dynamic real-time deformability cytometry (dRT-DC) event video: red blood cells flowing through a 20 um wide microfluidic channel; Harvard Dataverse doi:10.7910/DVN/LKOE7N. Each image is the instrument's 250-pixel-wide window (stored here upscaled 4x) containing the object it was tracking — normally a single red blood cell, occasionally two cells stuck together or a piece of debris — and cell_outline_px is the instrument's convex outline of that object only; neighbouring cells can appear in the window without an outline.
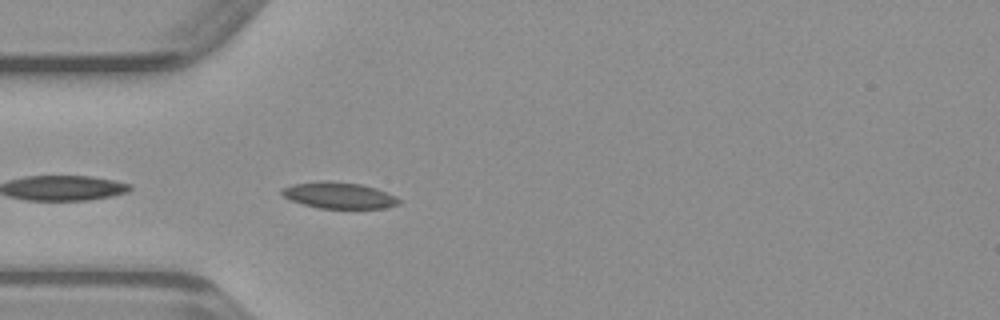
{"species": "common noctule bat (a hibernating species)", "species_latin": "Nyctalus noctula", "temperature_condition": "warm", "stored_images_in_passage": 24, "camera_frame_rate_fps": 3000, "um_per_image_px": 0.085, "animal": {"sex": "male", "body_mass_g": 23.1, "forearm_length_mm": 52.7}, "frame": {"image": 1, "passage_image": 2, "time_ms": 0.333, "image_size_px": [1000, 320], "cell_outline_px": [[400, 204], [384, 208], [320, 208], [304, 204], [292, 200], [284, 196], [280, 192], [280, 188], [292, 184], [320, 180], [328, 180], [360, 184], [376, 188], [396, 196], [400, 200]], "centroid_in_image_um": [28.8, 16.59], "position_along_channel_um": 56.2, "area_um2": 17.98}}
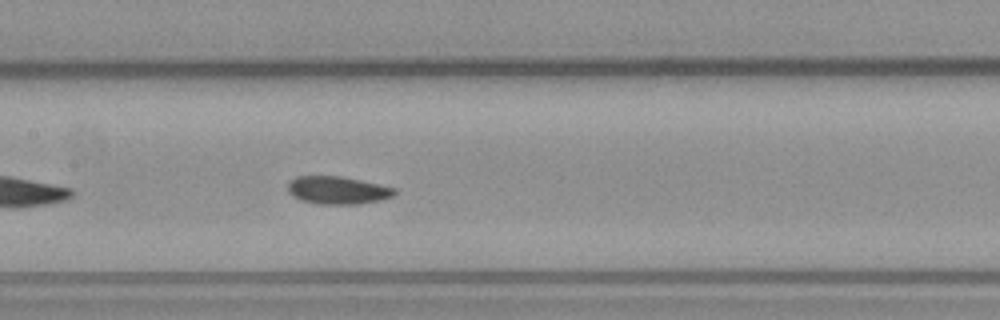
{"frame": {"image": 2, "passage_image": 11, "time_ms": 3.333, "image_size_px": [1000, 320], "cell_outline_px": [[396, 192], [392, 196], [380, 200], [360, 204], [320, 204], [300, 200], [292, 196], [288, 192], [288, 180], [296, 176], [340, 176], [380, 184], [396, 188]], "centroid_in_image_um": [28.67, 16.16], "position_along_channel_um": 178.7, "area_um2": 17.4}}
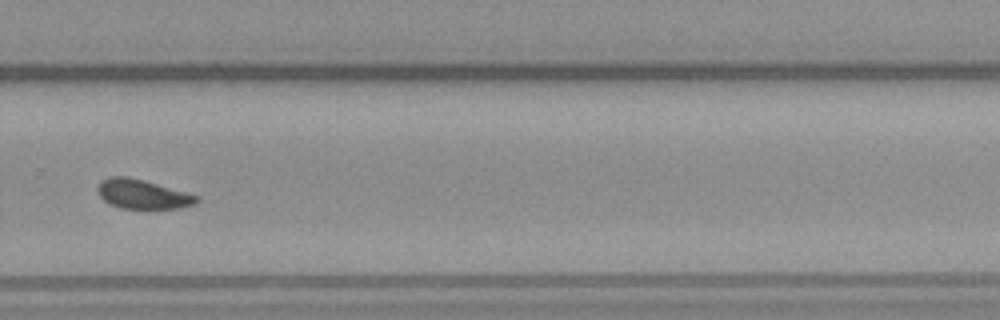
{"frame": {"image": 3, "passage_image": 21, "time_ms": 6.667, "image_size_px": [1000, 320], "cell_outline_px": [[200, 200], [196, 204], [180, 208], [120, 208], [108, 204], [96, 192], [96, 188], [100, 180], [108, 176], [128, 176], [144, 180], [200, 196]], "centroid_in_image_um": [12.09, 16.49], "position_along_channel_um": 317.7, "area_um2": 17.17}}